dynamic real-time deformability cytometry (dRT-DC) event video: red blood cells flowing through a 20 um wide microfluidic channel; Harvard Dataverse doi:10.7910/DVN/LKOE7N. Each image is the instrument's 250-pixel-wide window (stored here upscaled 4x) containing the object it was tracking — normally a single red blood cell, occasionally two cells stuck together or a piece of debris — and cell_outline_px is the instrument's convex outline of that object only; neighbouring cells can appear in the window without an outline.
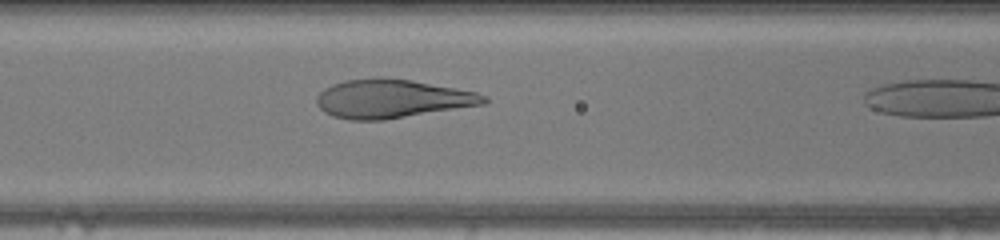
{"species": "human", "species_latin": "Homo sapiens", "temperature_condition": "warm", "stored_images_in_passage": 9, "camera_frame_rate_fps": 3000, "um_per_image_px": 0.085, "donor": {"sex": "female"}, "frame": {"image": 1, "passage_image": 8, "time_ms": 2.333, "image_size_px": [1000, 240], "cell_outline_px": [[488, 100], [484, 104], [384, 120], [348, 120], [332, 116], [324, 112], [316, 104], [316, 96], [324, 88], [332, 84], [344, 80], [380, 76], [384, 76], [412, 80], [476, 92], [488, 96]], "centroid_in_image_um": [33.28, 8.38], "position_along_channel_um": 133.3, "area_um2": 37.97}}